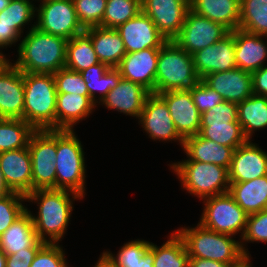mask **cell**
<instances>
[{
    "instance_id": "6da1fadb",
    "label": "cell",
    "mask_w": 267,
    "mask_h": 267,
    "mask_svg": "<svg viewBox=\"0 0 267 267\" xmlns=\"http://www.w3.org/2000/svg\"><path fill=\"white\" fill-rule=\"evenodd\" d=\"M72 196V198H70ZM26 201L38 205V215L31 214L35 231L45 243H59L66 233V228L73 211V200L82 199L78 194L60 189H38L25 196ZM47 237L48 240H47Z\"/></svg>"
},
{
    "instance_id": "7a4b0ae2",
    "label": "cell",
    "mask_w": 267,
    "mask_h": 267,
    "mask_svg": "<svg viewBox=\"0 0 267 267\" xmlns=\"http://www.w3.org/2000/svg\"><path fill=\"white\" fill-rule=\"evenodd\" d=\"M67 43V39L38 30L34 22L18 44V59L12 64L23 73L54 74L65 67Z\"/></svg>"
},
{
    "instance_id": "3957f363",
    "label": "cell",
    "mask_w": 267,
    "mask_h": 267,
    "mask_svg": "<svg viewBox=\"0 0 267 267\" xmlns=\"http://www.w3.org/2000/svg\"><path fill=\"white\" fill-rule=\"evenodd\" d=\"M24 121L35 130H56L57 91L53 74L23 73Z\"/></svg>"
},
{
    "instance_id": "277c9868",
    "label": "cell",
    "mask_w": 267,
    "mask_h": 267,
    "mask_svg": "<svg viewBox=\"0 0 267 267\" xmlns=\"http://www.w3.org/2000/svg\"><path fill=\"white\" fill-rule=\"evenodd\" d=\"M176 232L183 239L189 258L211 259L232 265L244 255L241 240L209 230L200 223L193 228L184 226Z\"/></svg>"
},
{
    "instance_id": "5b68a950",
    "label": "cell",
    "mask_w": 267,
    "mask_h": 267,
    "mask_svg": "<svg viewBox=\"0 0 267 267\" xmlns=\"http://www.w3.org/2000/svg\"><path fill=\"white\" fill-rule=\"evenodd\" d=\"M192 55L174 40L166 41L159 49L155 77V94L186 90L199 82Z\"/></svg>"
},
{
    "instance_id": "8992f818",
    "label": "cell",
    "mask_w": 267,
    "mask_h": 267,
    "mask_svg": "<svg viewBox=\"0 0 267 267\" xmlns=\"http://www.w3.org/2000/svg\"><path fill=\"white\" fill-rule=\"evenodd\" d=\"M56 189L85 197V158L83 145L74 130H57Z\"/></svg>"
},
{
    "instance_id": "52a82bcc",
    "label": "cell",
    "mask_w": 267,
    "mask_h": 267,
    "mask_svg": "<svg viewBox=\"0 0 267 267\" xmlns=\"http://www.w3.org/2000/svg\"><path fill=\"white\" fill-rule=\"evenodd\" d=\"M170 167L180 178L182 187L201 200L229 191L228 170L225 167L194 160L174 162Z\"/></svg>"
},
{
    "instance_id": "ba28073f",
    "label": "cell",
    "mask_w": 267,
    "mask_h": 267,
    "mask_svg": "<svg viewBox=\"0 0 267 267\" xmlns=\"http://www.w3.org/2000/svg\"><path fill=\"white\" fill-rule=\"evenodd\" d=\"M203 200L205 207L199 222L203 227L232 236L240 232V238L243 237L248 214L229 193L211 196Z\"/></svg>"
},
{
    "instance_id": "9c48e42d",
    "label": "cell",
    "mask_w": 267,
    "mask_h": 267,
    "mask_svg": "<svg viewBox=\"0 0 267 267\" xmlns=\"http://www.w3.org/2000/svg\"><path fill=\"white\" fill-rule=\"evenodd\" d=\"M28 149L32 161V191L56 189L57 130H36Z\"/></svg>"
},
{
    "instance_id": "30bf717a",
    "label": "cell",
    "mask_w": 267,
    "mask_h": 267,
    "mask_svg": "<svg viewBox=\"0 0 267 267\" xmlns=\"http://www.w3.org/2000/svg\"><path fill=\"white\" fill-rule=\"evenodd\" d=\"M40 1L35 22L38 30L67 40L84 31L78 21L73 0Z\"/></svg>"
},
{
    "instance_id": "8fae6325",
    "label": "cell",
    "mask_w": 267,
    "mask_h": 267,
    "mask_svg": "<svg viewBox=\"0 0 267 267\" xmlns=\"http://www.w3.org/2000/svg\"><path fill=\"white\" fill-rule=\"evenodd\" d=\"M229 33L230 31L223 25L189 10L181 31L174 41L192 55L222 40Z\"/></svg>"
},
{
    "instance_id": "7c38bea8",
    "label": "cell",
    "mask_w": 267,
    "mask_h": 267,
    "mask_svg": "<svg viewBox=\"0 0 267 267\" xmlns=\"http://www.w3.org/2000/svg\"><path fill=\"white\" fill-rule=\"evenodd\" d=\"M189 10L190 0H141V11L167 41L179 35Z\"/></svg>"
},
{
    "instance_id": "4fadbf2b",
    "label": "cell",
    "mask_w": 267,
    "mask_h": 267,
    "mask_svg": "<svg viewBox=\"0 0 267 267\" xmlns=\"http://www.w3.org/2000/svg\"><path fill=\"white\" fill-rule=\"evenodd\" d=\"M139 122L149 134L150 139L162 142L176 140L183 147L184 139L176 130L166 102L158 94L150 93L148 95Z\"/></svg>"
},
{
    "instance_id": "5bb4252c",
    "label": "cell",
    "mask_w": 267,
    "mask_h": 267,
    "mask_svg": "<svg viewBox=\"0 0 267 267\" xmlns=\"http://www.w3.org/2000/svg\"><path fill=\"white\" fill-rule=\"evenodd\" d=\"M158 95L166 102L176 130L183 139L199 134L201 113L194 104L189 89L167 91Z\"/></svg>"
},
{
    "instance_id": "9a60e30c",
    "label": "cell",
    "mask_w": 267,
    "mask_h": 267,
    "mask_svg": "<svg viewBox=\"0 0 267 267\" xmlns=\"http://www.w3.org/2000/svg\"><path fill=\"white\" fill-rule=\"evenodd\" d=\"M192 59L200 79L208 74L236 68L234 30L222 40L192 54Z\"/></svg>"
},
{
    "instance_id": "2e32d148",
    "label": "cell",
    "mask_w": 267,
    "mask_h": 267,
    "mask_svg": "<svg viewBox=\"0 0 267 267\" xmlns=\"http://www.w3.org/2000/svg\"><path fill=\"white\" fill-rule=\"evenodd\" d=\"M116 30L120 34L126 53L147 48H160L167 40L160 34L152 20L142 11Z\"/></svg>"
},
{
    "instance_id": "e0dca14e",
    "label": "cell",
    "mask_w": 267,
    "mask_h": 267,
    "mask_svg": "<svg viewBox=\"0 0 267 267\" xmlns=\"http://www.w3.org/2000/svg\"><path fill=\"white\" fill-rule=\"evenodd\" d=\"M252 140L237 147L228 169L229 182H244L267 175V153Z\"/></svg>"
},
{
    "instance_id": "ac0fdd59",
    "label": "cell",
    "mask_w": 267,
    "mask_h": 267,
    "mask_svg": "<svg viewBox=\"0 0 267 267\" xmlns=\"http://www.w3.org/2000/svg\"><path fill=\"white\" fill-rule=\"evenodd\" d=\"M160 48H147L126 53L116 67L123 79L138 83L150 93H155V77Z\"/></svg>"
},
{
    "instance_id": "d6986e66",
    "label": "cell",
    "mask_w": 267,
    "mask_h": 267,
    "mask_svg": "<svg viewBox=\"0 0 267 267\" xmlns=\"http://www.w3.org/2000/svg\"><path fill=\"white\" fill-rule=\"evenodd\" d=\"M0 168L12 192H32V161L28 147L0 153Z\"/></svg>"
},
{
    "instance_id": "ffe728a7",
    "label": "cell",
    "mask_w": 267,
    "mask_h": 267,
    "mask_svg": "<svg viewBox=\"0 0 267 267\" xmlns=\"http://www.w3.org/2000/svg\"><path fill=\"white\" fill-rule=\"evenodd\" d=\"M23 72L11 62L0 72V118L24 120Z\"/></svg>"
},
{
    "instance_id": "44dd1931",
    "label": "cell",
    "mask_w": 267,
    "mask_h": 267,
    "mask_svg": "<svg viewBox=\"0 0 267 267\" xmlns=\"http://www.w3.org/2000/svg\"><path fill=\"white\" fill-rule=\"evenodd\" d=\"M202 80L224 101L238 104L253 94L252 74L237 67L208 74Z\"/></svg>"
},
{
    "instance_id": "7402d4cb",
    "label": "cell",
    "mask_w": 267,
    "mask_h": 267,
    "mask_svg": "<svg viewBox=\"0 0 267 267\" xmlns=\"http://www.w3.org/2000/svg\"><path fill=\"white\" fill-rule=\"evenodd\" d=\"M34 6V3L11 0L0 12V49L9 45L11 47L21 39L25 24L31 23L36 16V6Z\"/></svg>"
},
{
    "instance_id": "603a6c76",
    "label": "cell",
    "mask_w": 267,
    "mask_h": 267,
    "mask_svg": "<svg viewBox=\"0 0 267 267\" xmlns=\"http://www.w3.org/2000/svg\"><path fill=\"white\" fill-rule=\"evenodd\" d=\"M266 36L252 34L241 29L234 30L235 61L237 68L253 73L264 67L267 58Z\"/></svg>"
},
{
    "instance_id": "cb8c5ba5",
    "label": "cell",
    "mask_w": 267,
    "mask_h": 267,
    "mask_svg": "<svg viewBox=\"0 0 267 267\" xmlns=\"http://www.w3.org/2000/svg\"><path fill=\"white\" fill-rule=\"evenodd\" d=\"M149 94L142 85L121 78L118 85L110 90L101 103L108 109L139 119Z\"/></svg>"
},
{
    "instance_id": "d4e9b609",
    "label": "cell",
    "mask_w": 267,
    "mask_h": 267,
    "mask_svg": "<svg viewBox=\"0 0 267 267\" xmlns=\"http://www.w3.org/2000/svg\"><path fill=\"white\" fill-rule=\"evenodd\" d=\"M44 244L39 239L27 210L0 236V249L6 255L15 254L24 248H41Z\"/></svg>"
},
{
    "instance_id": "484cf974",
    "label": "cell",
    "mask_w": 267,
    "mask_h": 267,
    "mask_svg": "<svg viewBox=\"0 0 267 267\" xmlns=\"http://www.w3.org/2000/svg\"><path fill=\"white\" fill-rule=\"evenodd\" d=\"M96 106L89 96L57 94L56 130H74V125L80 120H85Z\"/></svg>"
},
{
    "instance_id": "4316f807",
    "label": "cell",
    "mask_w": 267,
    "mask_h": 267,
    "mask_svg": "<svg viewBox=\"0 0 267 267\" xmlns=\"http://www.w3.org/2000/svg\"><path fill=\"white\" fill-rule=\"evenodd\" d=\"M187 155V160H194L203 163H213L225 167H230L234 149L205 139L199 134L184 139L183 148Z\"/></svg>"
},
{
    "instance_id": "83f0119b",
    "label": "cell",
    "mask_w": 267,
    "mask_h": 267,
    "mask_svg": "<svg viewBox=\"0 0 267 267\" xmlns=\"http://www.w3.org/2000/svg\"><path fill=\"white\" fill-rule=\"evenodd\" d=\"M190 10L230 32L239 28L240 0H190Z\"/></svg>"
},
{
    "instance_id": "f1b7e54d",
    "label": "cell",
    "mask_w": 267,
    "mask_h": 267,
    "mask_svg": "<svg viewBox=\"0 0 267 267\" xmlns=\"http://www.w3.org/2000/svg\"><path fill=\"white\" fill-rule=\"evenodd\" d=\"M91 36L96 55L101 63L107 66L117 67L126 55L124 42L114 28H104L101 26L85 29Z\"/></svg>"
},
{
    "instance_id": "f546056e",
    "label": "cell",
    "mask_w": 267,
    "mask_h": 267,
    "mask_svg": "<svg viewBox=\"0 0 267 267\" xmlns=\"http://www.w3.org/2000/svg\"><path fill=\"white\" fill-rule=\"evenodd\" d=\"M229 183L228 193L248 215L267 209V175Z\"/></svg>"
},
{
    "instance_id": "4dcf8cb0",
    "label": "cell",
    "mask_w": 267,
    "mask_h": 267,
    "mask_svg": "<svg viewBox=\"0 0 267 267\" xmlns=\"http://www.w3.org/2000/svg\"><path fill=\"white\" fill-rule=\"evenodd\" d=\"M80 74L86 83L89 97L95 104L101 103L110 90L114 89L122 78L116 67L110 68L101 62L81 71ZM98 91L100 95L97 96L96 92Z\"/></svg>"
},
{
    "instance_id": "1f68e13d",
    "label": "cell",
    "mask_w": 267,
    "mask_h": 267,
    "mask_svg": "<svg viewBox=\"0 0 267 267\" xmlns=\"http://www.w3.org/2000/svg\"><path fill=\"white\" fill-rule=\"evenodd\" d=\"M237 111L238 122L248 140L255 131L267 127V97L252 94L237 104Z\"/></svg>"
},
{
    "instance_id": "d6a6232c",
    "label": "cell",
    "mask_w": 267,
    "mask_h": 267,
    "mask_svg": "<svg viewBox=\"0 0 267 267\" xmlns=\"http://www.w3.org/2000/svg\"><path fill=\"white\" fill-rule=\"evenodd\" d=\"M100 63L91 36L84 30L68 40L65 67L81 72Z\"/></svg>"
},
{
    "instance_id": "836d02e7",
    "label": "cell",
    "mask_w": 267,
    "mask_h": 267,
    "mask_svg": "<svg viewBox=\"0 0 267 267\" xmlns=\"http://www.w3.org/2000/svg\"><path fill=\"white\" fill-rule=\"evenodd\" d=\"M149 245V241L137 239L124 244L116 256L111 252H104L113 261L115 267H153L154 252Z\"/></svg>"
},
{
    "instance_id": "e575fe53",
    "label": "cell",
    "mask_w": 267,
    "mask_h": 267,
    "mask_svg": "<svg viewBox=\"0 0 267 267\" xmlns=\"http://www.w3.org/2000/svg\"><path fill=\"white\" fill-rule=\"evenodd\" d=\"M174 232L161 247L150 242L149 248L154 252L153 267H189V255L184 241Z\"/></svg>"
},
{
    "instance_id": "d590c367",
    "label": "cell",
    "mask_w": 267,
    "mask_h": 267,
    "mask_svg": "<svg viewBox=\"0 0 267 267\" xmlns=\"http://www.w3.org/2000/svg\"><path fill=\"white\" fill-rule=\"evenodd\" d=\"M36 130L23 119L0 118V153L28 147Z\"/></svg>"
},
{
    "instance_id": "8d00e7d4",
    "label": "cell",
    "mask_w": 267,
    "mask_h": 267,
    "mask_svg": "<svg viewBox=\"0 0 267 267\" xmlns=\"http://www.w3.org/2000/svg\"><path fill=\"white\" fill-rule=\"evenodd\" d=\"M239 29L267 37V0H240Z\"/></svg>"
},
{
    "instance_id": "74e56055",
    "label": "cell",
    "mask_w": 267,
    "mask_h": 267,
    "mask_svg": "<svg viewBox=\"0 0 267 267\" xmlns=\"http://www.w3.org/2000/svg\"><path fill=\"white\" fill-rule=\"evenodd\" d=\"M141 11V0H107L101 27L116 29Z\"/></svg>"
},
{
    "instance_id": "f35d334b",
    "label": "cell",
    "mask_w": 267,
    "mask_h": 267,
    "mask_svg": "<svg viewBox=\"0 0 267 267\" xmlns=\"http://www.w3.org/2000/svg\"><path fill=\"white\" fill-rule=\"evenodd\" d=\"M199 135L234 150L248 140L239 123L200 126Z\"/></svg>"
},
{
    "instance_id": "ab89813d",
    "label": "cell",
    "mask_w": 267,
    "mask_h": 267,
    "mask_svg": "<svg viewBox=\"0 0 267 267\" xmlns=\"http://www.w3.org/2000/svg\"><path fill=\"white\" fill-rule=\"evenodd\" d=\"M76 15L83 29L101 26L107 0H73Z\"/></svg>"
},
{
    "instance_id": "60d3db41",
    "label": "cell",
    "mask_w": 267,
    "mask_h": 267,
    "mask_svg": "<svg viewBox=\"0 0 267 267\" xmlns=\"http://www.w3.org/2000/svg\"><path fill=\"white\" fill-rule=\"evenodd\" d=\"M23 201L25 196L16 192L0 198V236L26 211Z\"/></svg>"
},
{
    "instance_id": "b9f144b4",
    "label": "cell",
    "mask_w": 267,
    "mask_h": 267,
    "mask_svg": "<svg viewBox=\"0 0 267 267\" xmlns=\"http://www.w3.org/2000/svg\"><path fill=\"white\" fill-rule=\"evenodd\" d=\"M53 77L57 94L70 93L89 96L86 83L80 72L64 67L54 73Z\"/></svg>"
},
{
    "instance_id": "7bdbcfd3",
    "label": "cell",
    "mask_w": 267,
    "mask_h": 267,
    "mask_svg": "<svg viewBox=\"0 0 267 267\" xmlns=\"http://www.w3.org/2000/svg\"><path fill=\"white\" fill-rule=\"evenodd\" d=\"M241 240V248L246 255H249V252L244 247L245 242L267 243V209L248 215L246 229Z\"/></svg>"
},
{
    "instance_id": "ee69618b",
    "label": "cell",
    "mask_w": 267,
    "mask_h": 267,
    "mask_svg": "<svg viewBox=\"0 0 267 267\" xmlns=\"http://www.w3.org/2000/svg\"><path fill=\"white\" fill-rule=\"evenodd\" d=\"M238 122L237 104L223 101L201 114L200 126H211Z\"/></svg>"
},
{
    "instance_id": "f6af8a7d",
    "label": "cell",
    "mask_w": 267,
    "mask_h": 267,
    "mask_svg": "<svg viewBox=\"0 0 267 267\" xmlns=\"http://www.w3.org/2000/svg\"><path fill=\"white\" fill-rule=\"evenodd\" d=\"M30 267H69L59 243H45L36 253Z\"/></svg>"
},
{
    "instance_id": "bcb514c9",
    "label": "cell",
    "mask_w": 267,
    "mask_h": 267,
    "mask_svg": "<svg viewBox=\"0 0 267 267\" xmlns=\"http://www.w3.org/2000/svg\"><path fill=\"white\" fill-rule=\"evenodd\" d=\"M199 112L202 114L223 102V98L202 79L189 89Z\"/></svg>"
},
{
    "instance_id": "7dc6e473",
    "label": "cell",
    "mask_w": 267,
    "mask_h": 267,
    "mask_svg": "<svg viewBox=\"0 0 267 267\" xmlns=\"http://www.w3.org/2000/svg\"><path fill=\"white\" fill-rule=\"evenodd\" d=\"M40 248H24L15 254L6 256V267H30Z\"/></svg>"
},
{
    "instance_id": "c3c4849f",
    "label": "cell",
    "mask_w": 267,
    "mask_h": 267,
    "mask_svg": "<svg viewBox=\"0 0 267 267\" xmlns=\"http://www.w3.org/2000/svg\"><path fill=\"white\" fill-rule=\"evenodd\" d=\"M253 94L267 97V65L252 73Z\"/></svg>"
},
{
    "instance_id": "681fc988",
    "label": "cell",
    "mask_w": 267,
    "mask_h": 267,
    "mask_svg": "<svg viewBox=\"0 0 267 267\" xmlns=\"http://www.w3.org/2000/svg\"><path fill=\"white\" fill-rule=\"evenodd\" d=\"M189 267H231V265L211 259L189 258Z\"/></svg>"
},
{
    "instance_id": "f907efd6",
    "label": "cell",
    "mask_w": 267,
    "mask_h": 267,
    "mask_svg": "<svg viewBox=\"0 0 267 267\" xmlns=\"http://www.w3.org/2000/svg\"><path fill=\"white\" fill-rule=\"evenodd\" d=\"M94 267H115L113 261L103 252Z\"/></svg>"
},
{
    "instance_id": "816d5d0a",
    "label": "cell",
    "mask_w": 267,
    "mask_h": 267,
    "mask_svg": "<svg viewBox=\"0 0 267 267\" xmlns=\"http://www.w3.org/2000/svg\"><path fill=\"white\" fill-rule=\"evenodd\" d=\"M13 193L10 188L7 186L5 182L4 175L0 168V198L5 197L9 194Z\"/></svg>"
},
{
    "instance_id": "f5cc1de1",
    "label": "cell",
    "mask_w": 267,
    "mask_h": 267,
    "mask_svg": "<svg viewBox=\"0 0 267 267\" xmlns=\"http://www.w3.org/2000/svg\"><path fill=\"white\" fill-rule=\"evenodd\" d=\"M231 267H252L250 261V254H244L237 262L231 265Z\"/></svg>"
},
{
    "instance_id": "db71d44e",
    "label": "cell",
    "mask_w": 267,
    "mask_h": 267,
    "mask_svg": "<svg viewBox=\"0 0 267 267\" xmlns=\"http://www.w3.org/2000/svg\"><path fill=\"white\" fill-rule=\"evenodd\" d=\"M9 62L10 61L6 59V56L2 52H0V72L6 67Z\"/></svg>"
},
{
    "instance_id": "11a10c76",
    "label": "cell",
    "mask_w": 267,
    "mask_h": 267,
    "mask_svg": "<svg viewBox=\"0 0 267 267\" xmlns=\"http://www.w3.org/2000/svg\"><path fill=\"white\" fill-rule=\"evenodd\" d=\"M6 254L0 249V267H6Z\"/></svg>"
},
{
    "instance_id": "9f6ffc18",
    "label": "cell",
    "mask_w": 267,
    "mask_h": 267,
    "mask_svg": "<svg viewBox=\"0 0 267 267\" xmlns=\"http://www.w3.org/2000/svg\"><path fill=\"white\" fill-rule=\"evenodd\" d=\"M10 1L11 0H0V12L9 5Z\"/></svg>"
},
{
    "instance_id": "6f0895ef",
    "label": "cell",
    "mask_w": 267,
    "mask_h": 267,
    "mask_svg": "<svg viewBox=\"0 0 267 267\" xmlns=\"http://www.w3.org/2000/svg\"><path fill=\"white\" fill-rule=\"evenodd\" d=\"M22 1H26V2H30V3H32V1H31V0H22Z\"/></svg>"
}]
</instances>
